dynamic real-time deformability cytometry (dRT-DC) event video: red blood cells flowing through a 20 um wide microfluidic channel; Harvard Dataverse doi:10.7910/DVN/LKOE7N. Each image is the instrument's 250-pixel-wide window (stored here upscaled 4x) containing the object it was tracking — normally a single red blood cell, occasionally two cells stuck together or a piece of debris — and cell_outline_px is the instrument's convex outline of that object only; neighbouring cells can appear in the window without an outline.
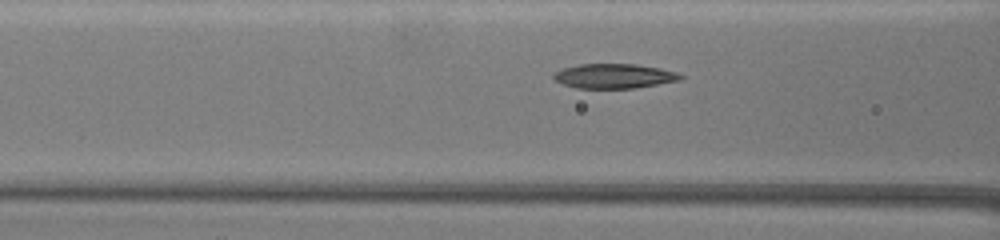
{"species": "common noctule bat (a hibernating species)", "species_latin": "Nyctalus noctula", "temperature_condition": "warm", "stored_images_in_passage": 13, "camera_frame_rate_fps": 3000, "um_per_image_px": 0.085, "animal": {"sex": "female", "body_mass_g": 19.5, "forearm_length_mm": 54.1}, "frame": {"image": 1, "passage_image": 11, "time_ms": 3.333, "image_size_px": [1000, 240], "cell_outline_px": [[684, 76], [680, 80], [636, 88], [576, 88], [564, 84], [556, 80], [552, 76], [556, 72], [564, 68], [580, 64], [636, 64], [660, 68], [676, 72]], "centroid_in_image_um": [52.23, 6.46], "position_along_channel_um": 114.4, "area_um2": 18.03}}